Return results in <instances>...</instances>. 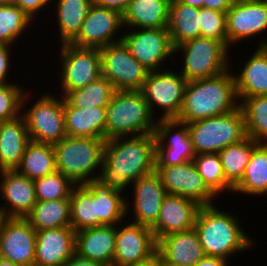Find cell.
<instances>
[{"mask_svg":"<svg viewBox=\"0 0 267 266\" xmlns=\"http://www.w3.org/2000/svg\"><path fill=\"white\" fill-rule=\"evenodd\" d=\"M155 154L154 133L108 139L99 179L124 194L134 181L155 170Z\"/></svg>","mask_w":267,"mask_h":266,"instance_id":"cell-1","label":"cell"},{"mask_svg":"<svg viewBox=\"0 0 267 266\" xmlns=\"http://www.w3.org/2000/svg\"><path fill=\"white\" fill-rule=\"evenodd\" d=\"M231 69L214 77L188 81L176 120L189 123L221 116L237 109L239 100Z\"/></svg>","mask_w":267,"mask_h":266,"instance_id":"cell-2","label":"cell"},{"mask_svg":"<svg viewBox=\"0 0 267 266\" xmlns=\"http://www.w3.org/2000/svg\"><path fill=\"white\" fill-rule=\"evenodd\" d=\"M215 205L201 206L196 216L194 229L205 255L229 261L234 254L251 251L254 240L243 230L241 220L231 211L219 210Z\"/></svg>","mask_w":267,"mask_h":266,"instance_id":"cell-3","label":"cell"},{"mask_svg":"<svg viewBox=\"0 0 267 266\" xmlns=\"http://www.w3.org/2000/svg\"><path fill=\"white\" fill-rule=\"evenodd\" d=\"M156 122L141 90H117L106 107L105 140L153 134Z\"/></svg>","mask_w":267,"mask_h":266,"instance_id":"cell-4","label":"cell"},{"mask_svg":"<svg viewBox=\"0 0 267 266\" xmlns=\"http://www.w3.org/2000/svg\"><path fill=\"white\" fill-rule=\"evenodd\" d=\"M105 143V139L64 137L53 145L56 171L61 172L75 185L87 184L99 178Z\"/></svg>","mask_w":267,"mask_h":266,"instance_id":"cell-5","label":"cell"},{"mask_svg":"<svg viewBox=\"0 0 267 266\" xmlns=\"http://www.w3.org/2000/svg\"><path fill=\"white\" fill-rule=\"evenodd\" d=\"M195 155L219 153L247 138L240 106L227 114L187 123Z\"/></svg>","mask_w":267,"mask_h":266,"instance_id":"cell-6","label":"cell"},{"mask_svg":"<svg viewBox=\"0 0 267 266\" xmlns=\"http://www.w3.org/2000/svg\"><path fill=\"white\" fill-rule=\"evenodd\" d=\"M25 93L21 115L25 119L31 141L54 145L66 137L63 97L48 92L40 93L41 96L30 107H26L33 98H29L30 92Z\"/></svg>","mask_w":267,"mask_h":266,"instance_id":"cell-7","label":"cell"},{"mask_svg":"<svg viewBox=\"0 0 267 266\" xmlns=\"http://www.w3.org/2000/svg\"><path fill=\"white\" fill-rule=\"evenodd\" d=\"M183 61L179 71L187 81L217 76L231 66L230 50L212 38L197 37L175 47Z\"/></svg>","mask_w":267,"mask_h":266,"instance_id":"cell-8","label":"cell"},{"mask_svg":"<svg viewBox=\"0 0 267 266\" xmlns=\"http://www.w3.org/2000/svg\"><path fill=\"white\" fill-rule=\"evenodd\" d=\"M164 69V70H163ZM147 74L141 89L155 119V108H161L163 114L157 120L177 119L181 111L188 81L175 70L163 68ZM174 71V72H173Z\"/></svg>","mask_w":267,"mask_h":266,"instance_id":"cell-9","label":"cell"},{"mask_svg":"<svg viewBox=\"0 0 267 266\" xmlns=\"http://www.w3.org/2000/svg\"><path fill=\"white\" fill-rule=\"evenodd\" d=\"M59 77L61 90L66 93L87 86L102 76L101 53L96 48H80L70 43L60 44Z\"/></svg>","mask_w":267,"mask_h":266,"instance_id":"cell-10","label":"cell"},{"mask_svg":"<svg viewBox=\"0 0 267 266\" xmlns=\"http://www.w3.org/2000/svg\"><path fill=\"white\" fill-rule=\"evenodd\" d=\"M122 34L121 41L149 72L168 68L164 63L169 58L175 61V48L167 28H130Z\"/></svg>","mask_w":267,"mask_h":266,"instance_id":"cell-11","label":"cell"},{"mask_svg":"<svg viewBox=\"0 0 267 266\" xmlns=\"http://www.w3.org/2000/svg\"><path fill=\"white\" fill-rule=\"evenodd\" d=\"M102 76L117 90H141L149 71L131 54L122 41L103 47Z\"/></svg>","mask_w":267,"mask_h":266,"instance_id":"cell-12","label":"cell"},{"mask_svg":"<svg viewBox=\"0 0 267 266\" xmlns=\"http://www.w3.org/2000/svg\"><path fill=\"white\" fill-rule=\"evenodd\" d=\"M123 28V16L120 12L92 4L80 32L70 44L80 48L101 49L120 42L122 35L118 33L119 30L122 32Z\"/></svg>","mask_w":267,"mask_h":266,"instance_id":"cell-13","label":"cell"},{"mask_svg":"<svg viewBox=\"0 0 267 266\" xmlns=\"http://www.w3.org/2000/svg\"><path fill=\"white\" fill-rule=\"evenodd\" d=\"M154 135L156 138L155 166H176L193 161L195 153L187 123L176 119L158 120Z\"/></svg>","mask_w":267,"mask_h":266,"instance_id":"cell-14","label":"cell"},{"mask_svg":"<svg viewBox=\"0 0 267 266\" xmlns=\"http://www.w3.org/2000/svg\"><path fill=\"white\" fill-rule=\"evenodd\" d=\"M228 49L267 31V0L234 1L226 12Z\"/></svg>","mask_w":267,"mask_h":266,"instance_id":"cell-15","label":"cell"},{"mask_svg":"<svg viewBox=\"0 0 267 266\" xmlns=\"http://www.w3.org/2000/svg\"><path fill=\"white\" fill-rule=\"evenodd\" d=\"M167 194H175L211 205L216 195L207 187L193 161L176 166H155ZM215 198V199H214Z\"/></svg>","mask_w":267,"mask_h":266,"instance_id":"cell-16","label":"cell"},{"mask_svg":"<svg viewBox=\"0 0 267 266\" xmlns=\"http://www.w3.org/2000/svg\"><path fill=\"white\" fill-rule=\"evenodd\" d=\"M116 225L113 266H130L148 259L157 250L150 227L126 221ZM121 225V227H119Z\"/></svg>","mask_w":267,"mask_h":266,"instance_id":"cell-17","label":"cell"},{"mask_svg":"<svg viewBox=\"0 0 267 266\" xmlns=\"http://www.w3.org/2000/svg\"><path fill=\"white\" fill-rule=\"evenodd\" d=\"M36 230L25 218L9 217L0 235V257L21 266L35 261Z\"/></svg>","mask_w":267,"mask_h":266,"instance_id":"cell-18","label":"cell"},{"mask_svg":"<svg viewBox=\"0 0 267 266\" xmlns=\"http://www.w3.org/2000/svg\"><path fill=\"white\" fill-rule=\"evenodd\" d=\"M200 207L192 199L167 194L156 222L150 227L156 242L169 234L193 229Z\"/></svg>","mask_w":267,"mask_h":266,"instance_id":"cell-19","label":"cell"},{"mask_svg":"<svg viewBox=\"0 0 267 266\" xmlns=\"http://www.w3.org/2000/svg\"><path fill=\"white\" fill-rule=\"evenodd\" d=\"M0 178V208L8 217L25 218L37 202L34 180L17 170H2Z\"/></svg>","mask_w":267,"mask_h":266,"instance_id":"cell-20","label":"cell"},{"mask_svg":"<svg viewBox=\"0 0 267 266\" xmlns=\"http://www.w3.org/2000/svg\"><path fill=\"white\" fill-rule=\"evenodd\" d=\"M134 200L132 206L134 223L151 227L157 220L160 208L167 192L158 173L146 174L132 184Z\"/></svg>","mask_w":267,"mask_h":266,"instance_id":"cell-21","label":"cell"},{"mask_svg":"<svg viewBox=\"0 0 267 266\" xmlns=\"http://www.w3.org/2000/svg\"><path fill=\"white\" fill-rule=\"evenodd\" d=\"M75 241L71 226L36 231L34 264L63 266L75 254Z\"/></svg>","mask_w":267,"mask_h":266,"instance_id":"cell-22","label":"cell"},{"mask_svg":"<svg viewBox=\"0 0 267 266\" xmlns=\"http://www.w3.org/2000/svg\"><path fill=\"white\" fill-rule=\"evenodd\" d=\"M168 266H194L204 256L197 231L176 232L157 241L156 250Z\"/></svg>","mask_w":267,"mask_h":266,"instance_id":"cell-23","label":"cell"},{"mask_svg":"<svg viewBox=\"0 0 267 266\" xmlns=\"http://www.w3.org/2000/svg\"><path fill=\"white\" fill-rule=\"evenodd\" d=\"M116 247V225H102L76 232L75 254L79 257L113 266Z\"/></svg>","mask_w":267,"mask_h":266,"instance_id":"cell-24","label":"cell"},{"mask_svg":"<svg viewBox=\"0 0 267 266\" xmlns=\"http://www.w3.org/2000/svg\"><path fill=\"white\" fill-rule=\"evenodd\" d=\"M246 60L241 71L233 72L239 103L246 97L267 95V46L256 48Z\"/></svg>","mask_w":267,"mask_h":266,"instance_id":"cell-25","label":"cell"},{"mask_svg":"<svg viewBox=\"0 0 267 266\" xmlns=\"http://www.w3.org/2000/svg\"><path fill=\"white\" fill-rule=\"evenodd\" d=\"M30 142L29 132L22 115L14 120L1 122L0 171L16 170Z\"/></svg>","mask_w":267,"mask_h":266,"instance_id":"cell-26","label":"cell"},{"mask_svg":"<svg viewBox=\"0 0 267 266\" xmlns=\"http://www.w3.org/2000/svg\"><path fill=\"white\" fill-rule=\"evenodd\" d=\"M87 185L96 193V227L125 221L131 206L127 198L122 197V192L114 190L99 178L89 181Z\"/></svg>","mask_w":267,"mask_h":266,"instance_id":"cell-27","label":"cell"},{"mask_svg":"<svg viewBox=\"0 0 267 266\" xmlns=\"http://www.w3.org/2000/svg\"><path fill=\"white\" fill-rule=\"evenodd\" d=\"M66 136L105 139L106 107L75 108L64 100Z\"/></svg>","mask_w":267,"mask_h":266,"instance_id":"cell-28","label":"cell"},{"mask_svg":"<svg viewBox=\"0 0 267 266\" xmlns=\"http://www.w3.org/2000/svg\"><path fill=\"white\" fill-rule=\"evenodd\" d=\"M171 0H131L122 14L125 30L129 28H167Z\"/></svg>","mask_w":267,"mask_h":266,"instance_id":"cell-29","label":"cell"},{"mask_svg":"<svg viewBox=\"0 0 267 266\" xmlns=\"http://www.w3.org/2000/svg\"><path fill=\"white\" fill-rule=\"evenodd\" d=\"M200 9L171 0L168 33L173 47L200 37Z\"/></svg>","mask_w":267,"mask_h":266,"instance_id":"cell-30","label":"cell"},{"mask_svg":"<svg viewBox=\"0 0 267 266\" xmlns=\"http://www.w3.org/2000/svg\"><path fill=\"white\" fill-rule=\"evenodd\" d=\"M92 4V0H57L54 3L60 44L70 43L78 35Z\"/></svg>","mask_w":267,"mask_h":266,"instance_id":"cell-31","label":"cell"},{"mask_svg":"<svg viewBox=\"0 0 267 266\" xmlns=\"http://www.w3.org/2000/svg\"><path fill=\"white\" fill-rule=\"evenodd\" d=\"M267 196V143H259L252 152L241 181L233 193Z\"/></svg>","mask_w":267,"mask_h":266,"instance_id":"cell-32","label":"cell"},{"mask_svg":"<svg viewBox=\"0 0 267 266\" xmlns=\"http://www.w3.org/2000/svg\"><path fill=\"white\" fill-rule=\"evenodd\" d=\"M25 219L36 231L71 226L70 199L37 201Z\"/></svg>","mask_w":267,"mask_h":266,"instance_id":"cell-33","label":"cell"},{"mask_svg":"<svg viewBox=\"0 0 267 266\" xmlns=\"http://www.w3.org/2000/svg\"><path fill=\"white\" fill-rule=\"evenodd\" d=\"M16 170L31 180L52 174L56 171L54 146L31 141Z\"/></svg>","mask_w":267,"mask_h":266,"instance_id":"cell-34","label":"cell"},{"mask_svg":"<svg viewBox=\"0 0 267 266\" xmlns=\"http://www.w3.org/2000/svg\"><path fill=\"white\" fill-rule=\"evenodd\" d=\"M258 144L259 142L247 137L237 144L227 146L218 153L226 181L233 188L241 181L253 149Z\"/></svg>","mask_w":267,"mask_h":266,"instance_id":"cell-35","label":"cell"},{"mask_svg":"<svg viewBox=\"0 0 267 266\" xmlns=\"http://www.w3.org/2000/svg\"><path fill=\"white\" fill-rule=\"evenodd\" d=\"M71 227L75 232L96 227V193L87 185H76L70 196Z\"/></svg>","mask_w":267,"mask_h":266,"instance_id":"cell-36","label":"cell"},{"mask_svg":"<svg viewBox=\"0 0 267 266\" xmlns=\"http://www.w3.org/2000/svg\"><path fill=\"white\" fill-rule=\"evenodd\" d=\"M115 91L112 83L101 76L87 86L70 91L62 97L75 108L107 107Z\"/></svg>","mask_w":267,"mask_h":266,"instance_id":"cell-37","label":"cell"},{"mask_svg":"<svg viewBox=\"0 0 267 266\" xmlns=\"http://www.w3.org/2000/svg\"><path fill=\"white\" fill-rule=\"evenodd\" d=\"M239 106L244 114L247 137L267 143V95L246 97Z\"/></svg>","mask_w":267,"mask_h":266,"instance_id":"cell-38","label":"cell"},{"mask_svg":"<svg viewBox=\"0 0 267 266\" xmlns=\"http://www.w3.org/2000/svg\"><path fill=\"white\" fill-rule=\"evenodd\" d=\"M33 21V18L15 4L0 5V45L15 44L30 25H33Z\"/></svg>","mask_w":267,"mask_h":266,"instance_id":"cell-39","label":"cell"},{"mask_svg":"<svg viewBox=\"0 0 267 266\" xmlns=\"http://www.w3.org/2000/svg\"><path fill=\"white\" fill-rule=\"evenodd\" d=\"M193 162L207 187L218 197L220 193L233 192V187L226 181L222 162L218 153L194 155Z\"/></svg>","mask_w":267,"mask_h":266,"instance_id":"cell-40","label":"cell"},{"mask_svg":"<svg viewBox=\"0 0 267 266\" xmlns=\"http://www.w3.org/2000/svg\"><path fill=\"white\" fill-rule=\"evenodd\" d=\"M75 186L69 178L58 171L34 180L37 201L70 199Z\"/></svg>","mask_w":267,"mask_h":266,"instance_id":"cell-41","label":"cell"},{"mask_svg":"<svg viewBox=\"0 0 267 266\" xmlns=\"http://www.w3.org/2000/svg\"><path fill=\"white\" fill-rule=\"evenodd\" d=\"M25 90L18 83L0 85V122L14 120L21 115Z\"/></svg>","mask_w":267,"mask_h":266,"instance_id":"cell-42","label":"cell"},{"mask_svg":"<svg viewBox=\"0 0 267 266\" xmlns=\"http://www.w3.org/2000/svg\"><path fill=\"white\" fill-rule=\"evenodd\" d=\"M200 37L221 41L228 48L226 12L200 8Z\"/></svg>","mask_w":267,"mask_h":266,"instance_id":"cell-43","label":"cell"},{"mask_svg":"<svg viewBox=\"0 0 267 266\" xmlns=\"http://www.w3.org/2000/svg\"><path fill=\"white\" fill-rule=\"evenodd\" d=\"M11 55L12 49L9 45H0V85L12 82L7 79L11 71Z\"/></svg>","mask_w":267,"mask_h":266,"instance_id":"cell-44","label":"cell"},{"mask_svg":"<svg viewBox=\"0 0 267 266\" xmlns=\"http://www.w3.org/2000/svg\"><path fill=\"white\" fill-rule=\"evenodd\" d=\"M14 4L25 11L33 20H37V14L44 8L47 9L40 0H14Z\"/></svg>","mask_w":267,"mask_h":266,"instance_id":"cell-45","label":"cell"},{"mask_svg":"<svg viewBox=\"0 0 267 266\" xmlns=\"http://www.w3.org/2000/svg\"><path fill=\"white\" fill-rule=\"evenodd\" d=\"M94 5L113 9L123 14L131 0H92Z\"/></svg>","mask_w":267,"mask_h":266,"instance_id":"cell-46","label":"cell"},{"mask_svg":"<svg viewBox=\"0 0 267 266\" xmlns=\"http://www.w3.org/2000/svg\"><path fill=\"white\" fill-rule=\"evenodd\" d=\"M234 0H204L203 8L216 10L219 12H227L233 5Z\"/></svg>","mask_w":267,"mask_h":266,"instance_id":"cell-47","label":"cell"},{"mask_svg":"<svg viewBox=\"0 0 267 266\" xmlns=\"http://www.w3.org/2000/svg\"><path fill=\"white\" fill-rule=\"evenodd\" d=\"M228 263L230 262L224 258L205 255L194 266H229Z\"/></svg>","mask_w":267,"mask_h":266,"instance_id":"cell-48","label":"cell"},{"mask_svg":"<svg viewBox=\"0 0 267 266\" xmlns=\"http://www.w3.org/2000/svg\"><path fill=\"white\" fill-rule=\"evenodd\" d=\"M63 266H104L100 262L91 261L74 254Z\"/></svg>","mask_w":267,"mask_h":266,"instance_id":"cell-49","label":"cell"},{"mask_svg":"<svg viewBox=\"0 0 267 266\" xmlns=\"http://www.w3.org/2000/svg\"><path fill=\"white\" fill-rule=\"evenodd\" d=\"M162 259L160 254L156 251L153 255H151L148 259L140 261L134 265L130 266H160L162 264Z\"/></svg>","mask_w":267,"mask_h":266,"instance_id":"cell-50","label":"cell"},{"mask_svg":"<svg viewBox=\"0 0 267 266\" xmlns=\"http://www.w3.org/2000/svg\"><path fill=\"white\" fill-rule=\"evenodd\" d=\"M178 2H181L185 5L192 6L194 8H203V2L204 0H177Z\"/></svg>","mask_w":267,"mask_h":266,"instance_id":"cell-51","label":"cell"},{"mask_svg":"<svg viewBox=\"0 0 267 266\" xmlns=\"http://www.w3.org/2000/svg\"><path fill=\"white\" fill-rule=\"evenodd\" d=\"M9 217L5 214V212L0 208V235L2 232V228L5 224V222L7 221Z\"/></svg>","mask_w":267,"mask_h":266,"instance_id":"cell-52","label":"cell"},{"mask_svg":"<svg viewBox=\"0 0 267 266\" xmlns=\"http://www.w3.org/2000/svg\"><path fill=\"white\" fill-rule=\"evenodd\" d=\"M0 266H21V265L0 257Z\"/></svg>","mask_w":267,"mask_h":266,"instance_id":"cell-53","label":"cell"},{"mask_svg":"<svg viewBox=\"0 0 267 266\" xmlns=\"http://www.w3.org/2000/svg\"><path fill=\"white\" fill-rule=\"evenodd\" d=\"M14 0H0V5H12Z\"/></svg>","mask_w":267,"mask_h":266,"instance_id":"cell-54","label":"cell"},{"mask_svg":"<svg viewBox=\"0 0 267 266\" xmlns=\"http://www.w3.org/2000/svg\"><path fill=\"white\" fill-rule=\"evenodd\" d=\"M266 46H267V38L265 40L260 38L258 47H266Z\"/></svg>","mask_w":267,"mask_h":266,"instance_id":"cell-55","label":"cell"},{"mask_svg":"<svg viewBox=\"0 0 267 266\" xmlns=\"http://www.w3.org/2000/svg\"><path fill=\"white\" fill-rule=\"evenodd\" d=\"M40 2L47 8L49 4H53L52 0H40Z\"/></svg>","mask_w":267,"mask_h":266,"instance_id":"cell-56","label":"cell"}]
</instances>
